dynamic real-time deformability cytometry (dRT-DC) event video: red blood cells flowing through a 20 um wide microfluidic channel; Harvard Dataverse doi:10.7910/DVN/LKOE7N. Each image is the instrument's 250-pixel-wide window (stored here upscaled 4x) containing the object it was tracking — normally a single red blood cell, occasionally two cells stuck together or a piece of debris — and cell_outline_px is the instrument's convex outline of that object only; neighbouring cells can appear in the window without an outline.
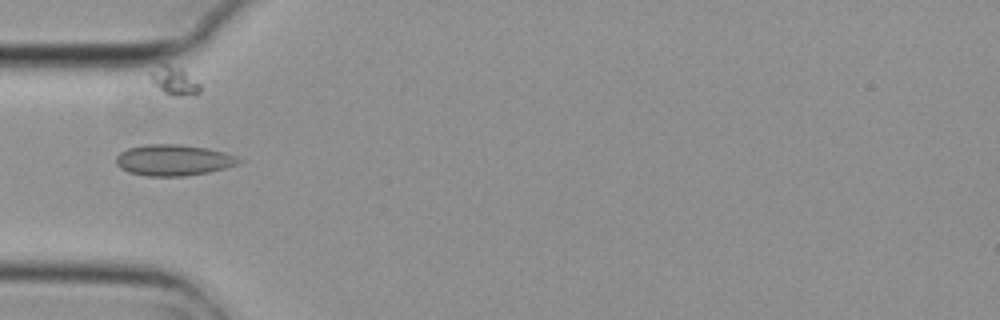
{"species": "common noctule bat (a hibernating species)", "species_latin": "Nyctalus noctula", "temperature_condition": "cold", "stored_images_in_passage": 8, "camera_frame_rate_fps": 3000, "um_per_image_px": 0.085, "animal": {"sex": "female", "body_mass_g": 29.2, "forearm_length_mm": 56.3}, "frame": {"image": 1, "passage_image": 4, "time_ms": 1.0, "image_size_px": [1000, 320], "cell_outline_px": [[240, 164], [208, 172], [184, 176], [148, 176], [128, 172], [120, 168], [116, 164], [116, 156], [120, 152], [128, 148], [144, 144], [176, 144], [208, 148], [224, 152], [236, 156], [240, 160]], "centroid_in_image_um": [14.72, 13.61], "position_along_channel_um": 70.3, "area_um2": 22.25}}